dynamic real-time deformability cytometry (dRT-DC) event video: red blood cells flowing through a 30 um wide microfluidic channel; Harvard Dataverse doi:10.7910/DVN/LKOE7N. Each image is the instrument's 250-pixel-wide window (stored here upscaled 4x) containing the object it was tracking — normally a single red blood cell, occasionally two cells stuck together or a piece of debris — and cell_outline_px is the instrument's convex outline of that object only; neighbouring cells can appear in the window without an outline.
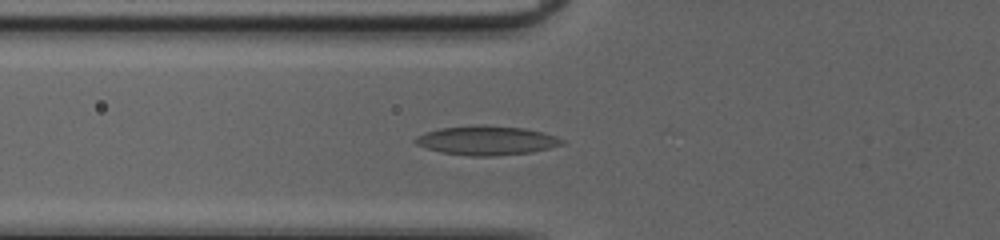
{"species": "common noctule bat (a hibernating species)", "species_latin": "Nyctalus noctula", "temperature_condition": "cold", "stored_images_in_passage": 23, "camera_frame_rate_fps": 3000, "um_per_image_px": 0.085, "animal": {"sex": "female", "body_mass_g": 20.0, "forearm_length_mm": 54.0}, "frame": {"image": 1, "passage_image": 19, "time_ms": 6.0, "image_size_px": [1000, 240], "cell_outline_px": [[564, 144], [532, 152], [496, 156], [468, 156], [440, 152], [424, 148], [416, 144], [412, 140], [416, 136], [424, 132], [440, 128], [472, 124], [484, 124], [524, 128], [544, 132], [556, 136], [564, 140]], "centroid_in_image_um": [41.32, 11.93], "position_along_channel_um": 84.5, "area_um2": 25.43}}
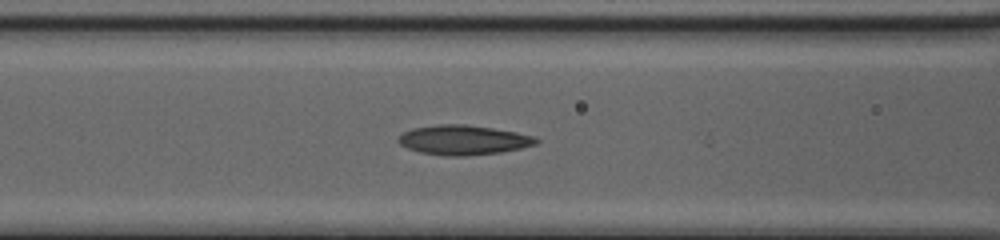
{"frame": {"image": 2, "passage_image": 22, "time_ms": 7.0, "image_size_px": [1000, 240], "cell_outline_px": [[540, 140], [536, 144], [520, 148], [500, 152], [468, 156], [444, 156], [420, 152], [408, 148], [400, 144], [396, 140], [404, 132], [412, 128], [436, 124], [464, 124], [492, 128], [516, 132], [536, 136]], "centroid_in_image_um": [39.39, 11.9], "position_along_channel_um": 127.2, "area_um2": 23.87}}